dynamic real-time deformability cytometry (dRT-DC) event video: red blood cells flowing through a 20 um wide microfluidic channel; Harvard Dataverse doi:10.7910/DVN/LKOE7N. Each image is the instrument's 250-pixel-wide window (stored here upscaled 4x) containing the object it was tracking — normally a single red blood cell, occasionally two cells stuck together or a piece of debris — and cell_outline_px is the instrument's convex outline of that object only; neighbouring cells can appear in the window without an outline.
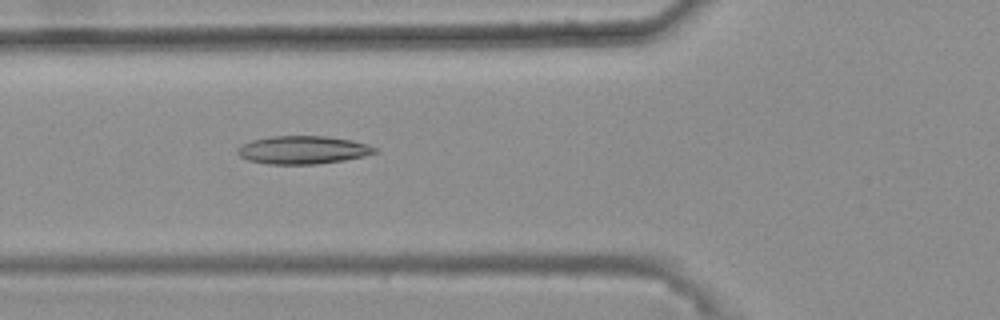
{"species": "common noctule bat (a hibernating species)", "species_latin": "Nyctalus noctula", "temperature_condition": "warm", "stored_images_in_passage": 41, "camera_frame_rate_fps": 3000, "um_per_image_px": 0.085, "animal": {"sex": "female", "body_mass_g": 25.1}, "frame": {"image": 1, "passage_image": 13, "time_ms": 4.0, "image_size_px": [1000, 320], "cell_outline_px": [[380, 148], [376, 152], [364, 156], [344, 160], [316, 164], [268, 164], [248, 160], [240, 156], [236, 152], [236, 148], [252, 140], [272, 136], [328, 136], [352, 140], [368, 144]], "centroid_in_image_um": [25.77, 12.74], "position_along_channel_um": 100.0, "area_um2": 22.54}}
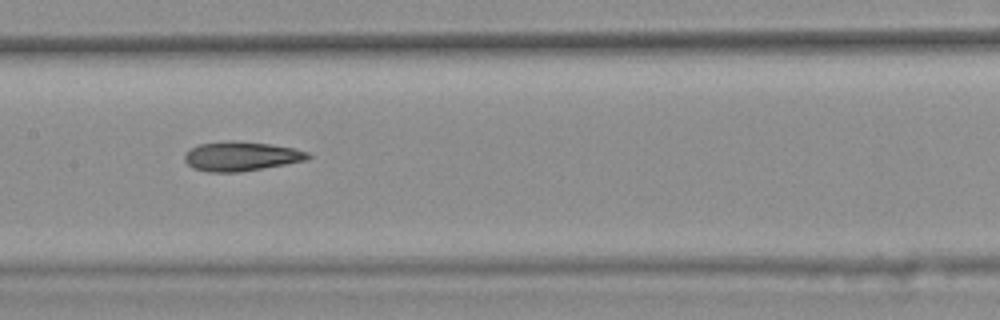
{"frame": {"image": 2, "passage_image": 20, "time_ms": 6.333, "image_size_px": [1000, 320], "cell_outline_px": [[312, 156], [308, 160], [240, 172], [208, 172], [192, 168], [184, 160], [184, 152], [200, 144], [228, 140], [236, 140], [268, 144], [292, 148], [308, 152]], "centroid_in_image_um": [20.47, 13.28], "position_along_channel_um": 186.9, "area_um2": 21.15}}
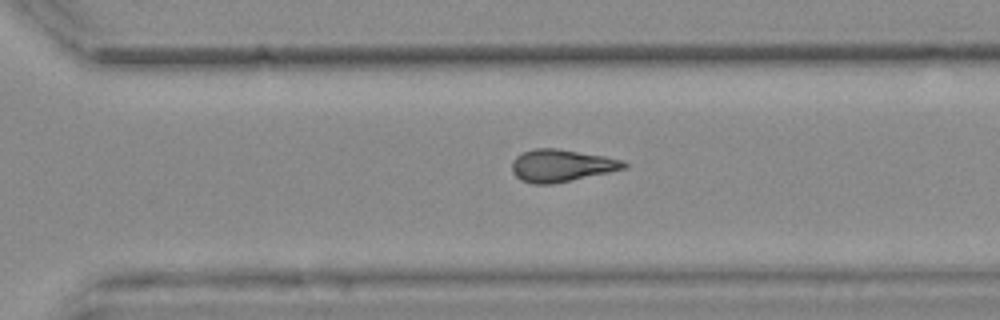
{"frame": {"image": 3, "passage_image": 31, "time_ms": 10.0, "image_size_px": [1000, 320], "cell_outline_px": [[628, 168], [552, 184], [532, 184], [520, 180], [512, 172], [512, 160], [516, 156], [532, 148], [556, 148], [604, 156], [624, 160], [628, 164]], "centroid_in_image_um": [47.71, 14.07], "position_along_channel_um": 322.9, "area_um2": 21.15}, "authors_computed_cell_mechanics": {"area_um2": 21.097, "velocity_mm_per_s": 3.7165, "shape_relaxation_time_tau1_ms": null, "shape_relaxation_time_tau2_ms": 4.831, "deformation_change_tau1": null, "deformation_change_tau2": 0.1454}}